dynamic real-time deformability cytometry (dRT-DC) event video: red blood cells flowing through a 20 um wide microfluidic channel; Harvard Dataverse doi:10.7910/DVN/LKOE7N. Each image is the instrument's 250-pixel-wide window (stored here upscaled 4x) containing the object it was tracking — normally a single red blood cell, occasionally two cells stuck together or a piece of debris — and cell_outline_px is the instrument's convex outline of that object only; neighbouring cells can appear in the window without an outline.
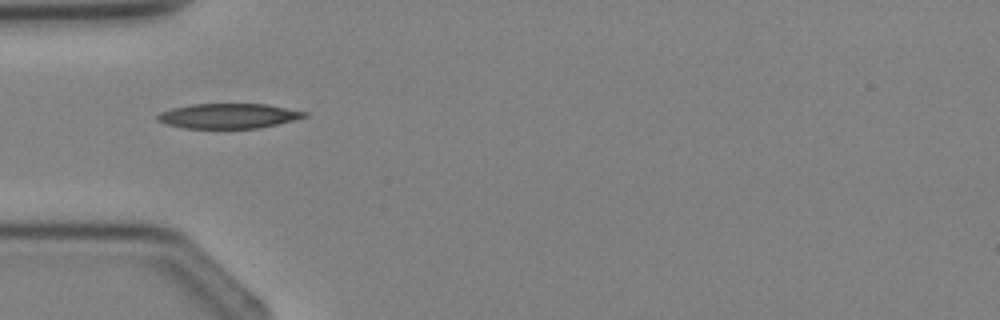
{"species": "Egyptian fruit bat (a non-hibernating species)", "species_latin": "Rousettus aegyptiacus", "temperature_condition": "cold", "stored_images_in_passage": 1, "camera_frame_rate_fps": 3000, "um_per_image_px": 0.085, "animal": {"sex": "female"}, "frame": {"image": 1, "passage_image": 1, "time_ms": 0.0, "image_size_px": [1000, 320], "cell_outline_px": [[308, 116], [276, 124], [256, 128], [184, 128], [168, 124], [156, 120], [156, 116], [160, 112], [172, 108], [192, 104], [264, 104], [308, 112]], "centroid_in_image_um": [19.39, 9.85], "position_along_channel_um": 65.6, "area_um2": 21.1}}